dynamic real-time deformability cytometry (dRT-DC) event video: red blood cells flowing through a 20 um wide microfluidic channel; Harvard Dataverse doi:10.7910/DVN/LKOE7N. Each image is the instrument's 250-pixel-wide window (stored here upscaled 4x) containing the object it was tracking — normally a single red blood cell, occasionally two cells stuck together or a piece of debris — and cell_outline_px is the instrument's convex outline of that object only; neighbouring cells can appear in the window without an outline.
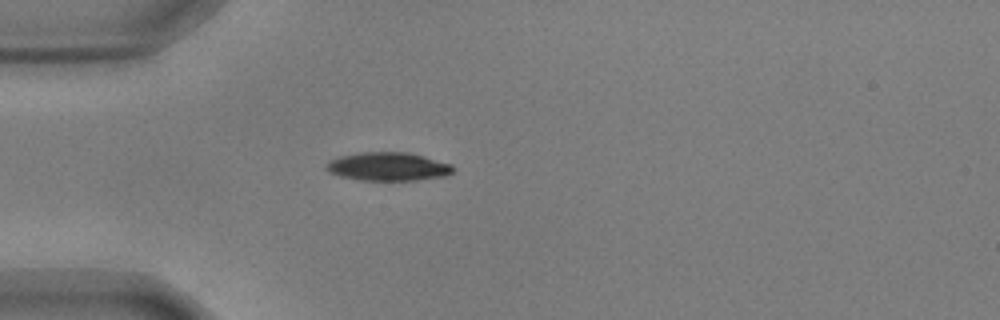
{"species": "common noctule bat (a hibernating species)", "species_latin": "Nyctalus noctula", "temperature_condition": "warm", "stored_images_in_passage": 41, "camera_frame_rate_fps": 3000, "um_per_image_px": 0.085, "animal": {"sex": "male", "body_mass_g": 17.9, "forearm_length_mm": 54.2}, "frame": {"image": 1, "passage_image": 1, "time_ms": 0.0, "image_size_px": [1000, 320], "cell_outline_px": [[456, 168], [452, 172], [444, 176], [416, 180], [360, 180], [340, 176], [328, 172], [324, 168], [328, 160], [340, 156], [360, 152], [408, 152], [424, 156], [452, 164]], "centroid_in_image_um": [32.96, 14.15], "position_along_channel_um": 52.0, "area_um2": 21.15}}
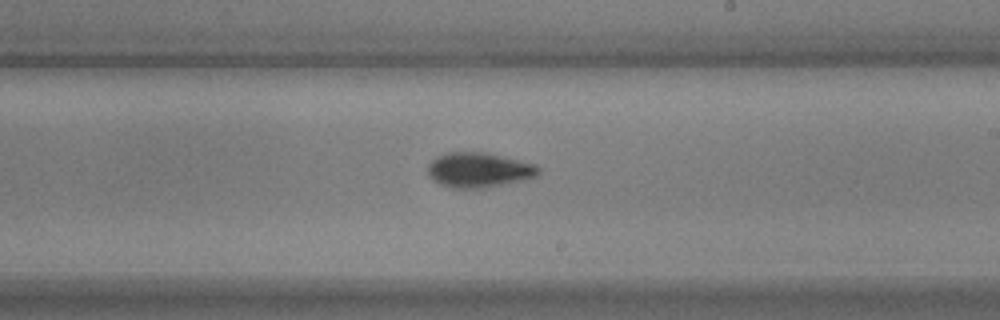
{"frame": {"image": 2, "passage_image": 18, "time_ms": 5.667, "image_size_px": [1000, 320], "cell_outline_px": [[540, 172], [536, 176], [524, 180], [484, 188], [452, 188], [440, 184], [432, 180], [428, 176], [428, 164], [436, 156], [448, 152], [488, 152], [536, 164], [540, 168]], "centroid_in_image_um": [40.7, 14.44], "position_along_channel_um": 248.3, "area_um2": 22.77}}
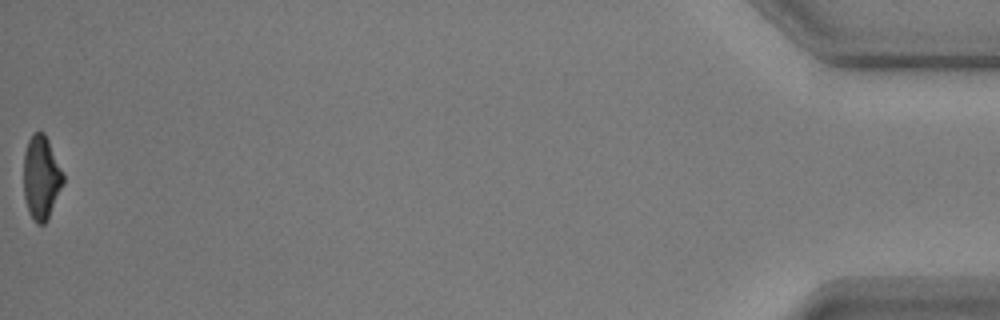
{"frame": {"image": 3, "passage_image": 41, "time_ms": 13.333, "image_size_px": [1000, 320], "cell_outline_px": [[64, 184], [44, 224], [36, 224], [28, 212], [24, 196], [24, 152], [28, 140], [32, 132], [44, 132], [64, 172]], "centroid_in_image_um": [3.51, 15.07], "position_along_channel_um": 431.7, "area_um2": 19.36}, "authors_computed_cell_mechanics": {"area_um2": 21.1548, "velocity_mm_per_s": 3.6313, "shape_relaxation_time_tau1_ms": 3.1411, "shape_relaxation_time_tau2_ms": 4.1155, "deformation_change_tau1": 0.1447, "deformation_change_tau2": 0.0846}}